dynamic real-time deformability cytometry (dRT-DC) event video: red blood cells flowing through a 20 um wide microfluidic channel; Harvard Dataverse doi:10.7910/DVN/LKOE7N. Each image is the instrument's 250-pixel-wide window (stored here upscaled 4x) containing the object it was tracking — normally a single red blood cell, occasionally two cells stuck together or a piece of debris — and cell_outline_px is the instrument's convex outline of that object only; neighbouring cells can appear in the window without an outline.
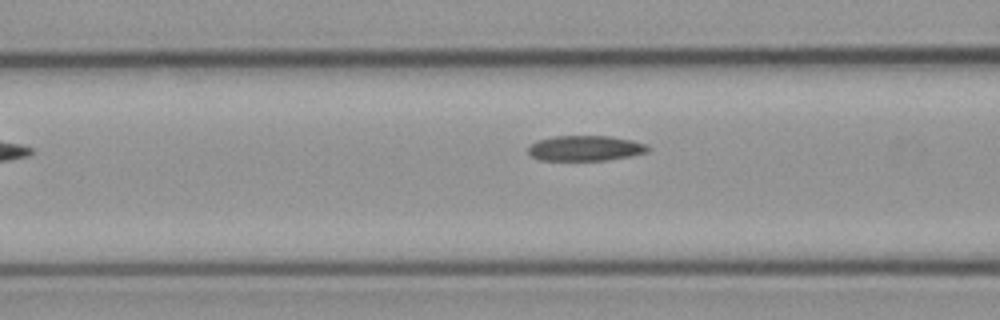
{"species": "common noctule bat (a hibernating species)", "species_latin": "Nyctalus noctula", "temperature_condition": "cold", "stored_images_in_passage": 8, "segment_of_instrument_passage": [2, 2], "camera_frame_rate_fps": 3000, "um_per_image_px": 0.085, "animal": {"sex": "male", "body_mass_g": 23.1, "forearm_length_mm": 52.7}, "frame": {"image": 1, "passage_image": 8, "time_ms": 9.0, "image_size_px": [1000, 320], "cell_outline_px": [[652, 148], [648, 152], [628, 156], [604, 160], [540, 160], [532, 156], [528, 152], [528, 148], [536, 140], [556, 136], [608, 136], [632, 140], [648, 144]], "centroid_in_image_um": [49.78, 12.59], "position_along_channel_um": 116.8, "area_um2": 17.63}}